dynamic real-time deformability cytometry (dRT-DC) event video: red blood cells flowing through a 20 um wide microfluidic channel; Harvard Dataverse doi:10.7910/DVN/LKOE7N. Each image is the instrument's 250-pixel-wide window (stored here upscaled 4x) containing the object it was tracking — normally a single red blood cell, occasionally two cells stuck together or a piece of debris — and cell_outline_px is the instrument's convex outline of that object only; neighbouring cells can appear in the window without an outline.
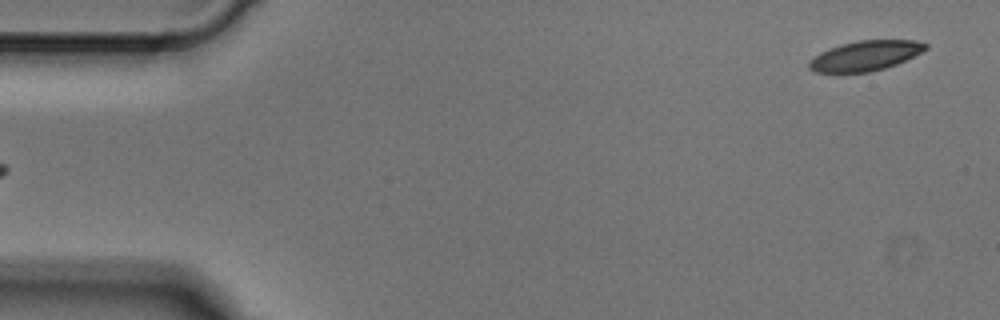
{"species": "Egyptian fruit bat (a non-hibernating species)", "species_latin": "Rousettus aegyptiacus", "temperature_condition": "cold", "stored_images_in_passage": 4, "segment_of_instrument_passage": [2, 2], "camera_frame_rate_fps": 3000, "um_per_image_px": 0.085, "animal": {"sex": "male"}, "frame": {"image": 1, "passage_image": 4, "time_ms": 1.0, "image_size_px": [1000, 320], "cell_outline_px": [[928, 48], [896, 64], [884, 68], [868, 72], [812, 72], [808, 68], [808, 64], [820, 52], [828, 48], [840, 44], [860, 40], [916, 40], [928, 44]], "centroid_in_image_um": [73.53, 4.73], "position_along_channel_um": 11.5, "area_um2": 20.11}}